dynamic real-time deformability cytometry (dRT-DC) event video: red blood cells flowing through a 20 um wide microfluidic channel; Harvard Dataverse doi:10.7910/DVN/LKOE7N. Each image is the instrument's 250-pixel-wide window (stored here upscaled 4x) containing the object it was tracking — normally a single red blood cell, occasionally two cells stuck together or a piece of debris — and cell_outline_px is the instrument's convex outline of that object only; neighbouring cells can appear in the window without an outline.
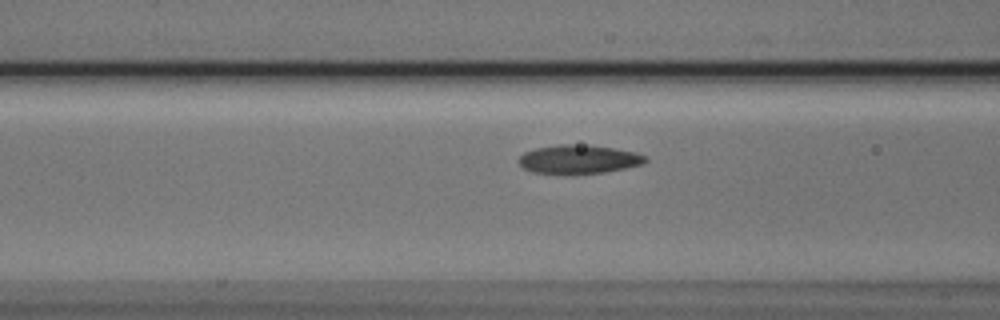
{"species": "Egyptian fruit bat (a non-hibernating species)", "species_latin": "Rousettus aegyptiacus", "temperature_condition": "cold", "stored_images_in_passage": 9, "camera_frame_rate_fps": 3000, "um_per_image_px": 0.085, "animal": {"sex": "male"}, "frame": {"image": 1, "passage_image": 7, "time_ms": 2.0, "image_size_px": [1000, 320], "cell_outline_px": [[648, 160], [644, 164], [604, 172], [532, 172], [524, 168], [516, 160], [524, 152], [536, 148], [560, 144], [572, 144], [612, 148], [636, 152], [648, 156]], "centroid_in_image_um": [49.21, 13.51], "position_along_channel_um": 117.4, "area_um2": 20.63}}